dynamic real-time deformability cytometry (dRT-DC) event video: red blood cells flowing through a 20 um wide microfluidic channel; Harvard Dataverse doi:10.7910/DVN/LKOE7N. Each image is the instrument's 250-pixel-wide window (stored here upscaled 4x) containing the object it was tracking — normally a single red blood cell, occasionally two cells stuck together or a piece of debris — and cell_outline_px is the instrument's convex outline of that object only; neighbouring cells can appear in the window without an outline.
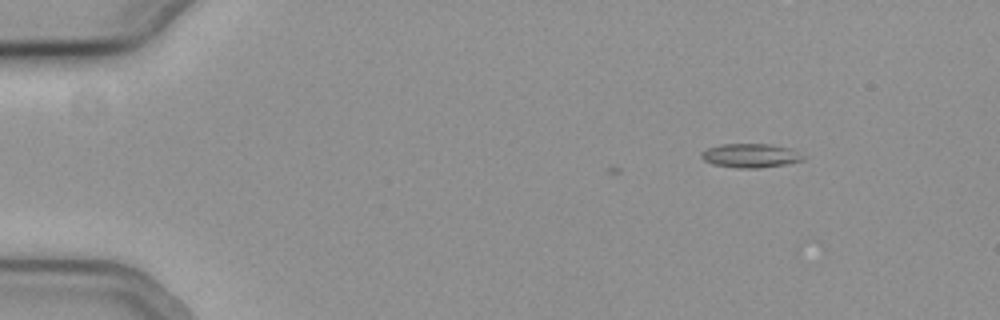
{"species": "common noctule bat (a hibernating species)", "species_latin": "Nyctalus noctula", "temperature_condition": "cold", "stored_images_in_passage": 5, "camera_frame_rate_fps": 3000, "um_per_image_px": 0.085, "animal": {"sex": "female", "body_mass_g": 19.3, "forearm_length_mm": 54.1}, "frame": {"image": 1, "passage_image": 1, "time_ms": 0.0, "image_size_px": [1000, 320], "cell_outline_px": [[808, 156], [804, 160], [784, 164], [760, 168], [736, 168], [712, 164], [704, 160], [700, 156], [700, 152], [708, 148], [720, 144], [772, 144], [792, 148]], "centroid_in_image_um": [63.84, 13.22], "position_along_channel_um": 21.2, "area_um2": 14.51}}